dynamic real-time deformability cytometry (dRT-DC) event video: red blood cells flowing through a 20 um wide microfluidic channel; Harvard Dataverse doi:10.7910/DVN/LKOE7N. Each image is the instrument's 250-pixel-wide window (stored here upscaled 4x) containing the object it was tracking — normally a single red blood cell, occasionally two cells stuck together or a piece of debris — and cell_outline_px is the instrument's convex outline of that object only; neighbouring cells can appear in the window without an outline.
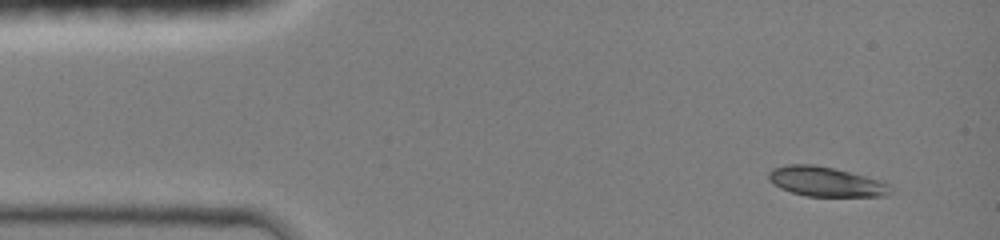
{"species": "common noctule bat (a hibernating species)", "species_latin": "Nyctalus noctula", "temperature_condition": "room temperature", "stored_images_in_passage": 42, "camera_frame_rate_fps": 3000, "um_per_image_px": 0.085, "animal": {"sex": "female", "body_mass_g": 19.0, "forearm_length_mm": 51.5}, "frame": {"image": 1, "passage_image": 1, "time_ms": 0.0, "image_size_px": [1000, 240], "cell_outline_px": [[888, 184], [884, 196], [808, 196], [792, 192], [780, 188], [768, 176], [768, 172], [772, 168], [788, 164], [812, 164], [832, 168], [864, 176]], "centroid_in_image_um": [70.09, 15.43], "position_along_channel_um": 14.9, "area_um2": 20.29}}
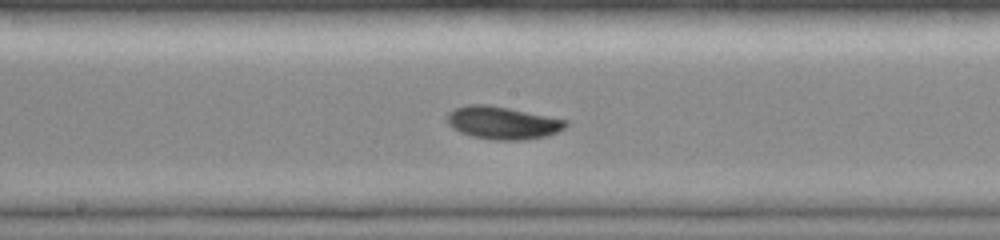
{"frame": {"image": 2, "passage_image": 21, "time_ms": 6.667, "image_size_px": [1000, 240], "cell_outline_px": [[568, 124], [564, 128], [548, 136], [524, 140], [492, 140], [472, 136], [460, 132], [452, 128], [448, 124], [448, 112], [456, 108], [468, 104], [488, 104], [568, 120]], "centroid_in_image_um": [42.72, 10.44], "position_along_channel_um": 205.5, "area_um2": 22.6}}
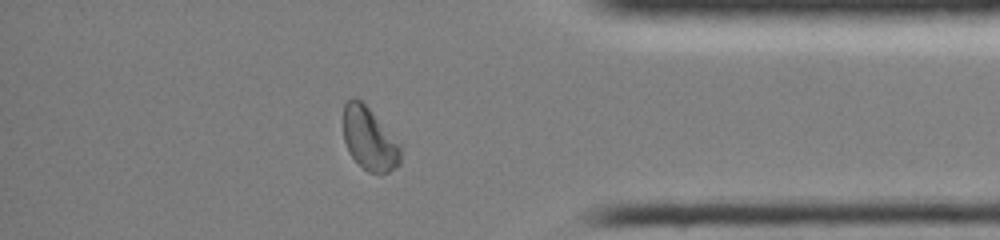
{"frame": {"image": 3, "passage_image": 36, "time_ms": 11.667, "image_size_px": [1000, 240], "cell_outline_px": [[404, 144], [400, 164], [388, 172], [368, 172], [352, 156], [344, 140], [344, 104], [352, 96], [360, 100]], "centroid_in_image_um": [31.47, 11.8], "position_along_channel_um": 403.7, "area_um2": 21.15}, "authors_computed_cell_mechanics": {"area_um2": 21.6172, "velocity_mm_per_s": 4.1907, "shape_relaxation_time_tau1_ms": 5.2765, "shape_relaxation_time_tau2_ms": null, "deformation_change_tau1": 0.1546, "deformation_change_tau2": null}}